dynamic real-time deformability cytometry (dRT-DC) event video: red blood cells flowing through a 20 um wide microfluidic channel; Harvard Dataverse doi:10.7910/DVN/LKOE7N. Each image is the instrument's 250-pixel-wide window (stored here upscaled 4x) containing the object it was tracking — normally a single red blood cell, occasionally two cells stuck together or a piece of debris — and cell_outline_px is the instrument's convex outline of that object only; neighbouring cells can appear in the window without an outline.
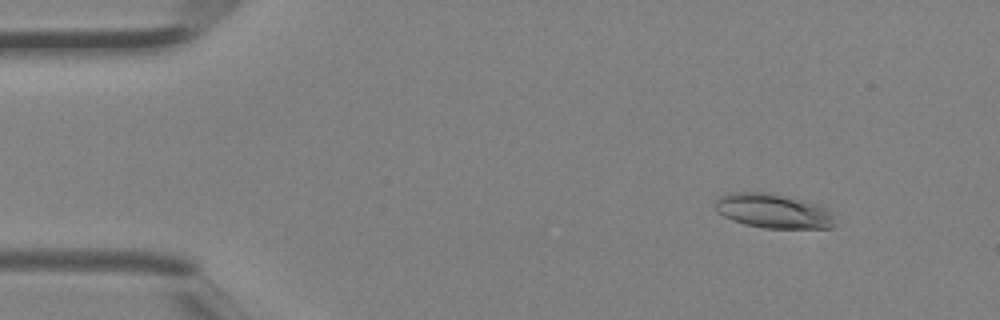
{"species": "Egyptian fruit bat (a non-hibernating species)", "species_latin": "Rousettus aegyptiacus", "temperature_condition": "room temperature", "stored_images_in_passage": 3, "camera_frame_rate_fps": 3000, "um_per_image_px": 0.085, "animal": {"sex": "female"}, "frame": {"image": 1, "passage_image": 1, "time_ms": 0.0, "image_size_px": [1000, 320], "cell_outline_px": [[836, 224], [832, 228], [764, 228], [744, 224], [732, 220], [716, 212], [716, 200], [720, 196], [732, 192], [772, 192], [820, 204], [828, 208], [832, 212]], "centroid_in_image_um": [65.78, 17.93], "position_along_channel_um": 19.2, "area_um2": 24.45}}